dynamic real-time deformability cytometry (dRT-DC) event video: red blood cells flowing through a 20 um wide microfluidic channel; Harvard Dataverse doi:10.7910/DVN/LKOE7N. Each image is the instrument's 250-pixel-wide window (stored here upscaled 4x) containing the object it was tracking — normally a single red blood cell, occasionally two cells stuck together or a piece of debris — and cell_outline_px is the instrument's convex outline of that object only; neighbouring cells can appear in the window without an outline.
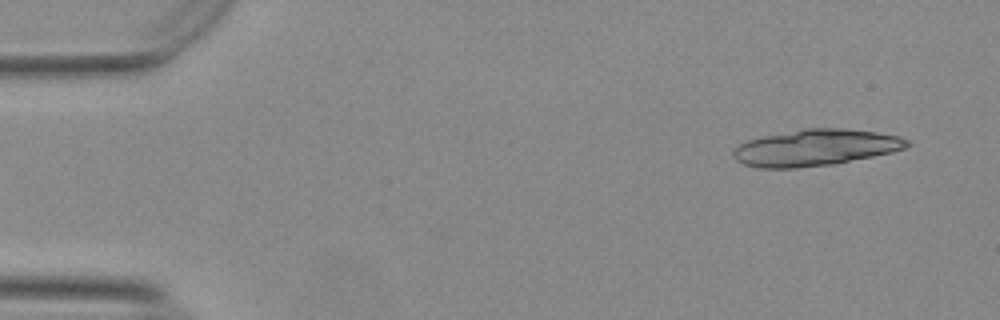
{"species": "Egyptian fruit bat (a non-hibernating species)", "species_latin": "Rousettus aegyptiacus", "temperature_condition": "warm", "stored_images_in_passage": 18, "camera_frame_rate_fps": 3000, "um_per_image_px": 0.085, "animal": {"sex": "female"}, "frame": {"image": 1, "passage_image": 1, "time_ms": 0.0, "image_size_px": [1000, 320], "cell_outline_px": [[912, 144], [904, 148], [892, 152], [832, 164], [796, 168], [760, 168], [744, 164], [736, 160], [732, 156], [732, 152], [740, 144], [748, 140], [764, 136], [804, 128], [840, 128], [876, 132], [900, 136], [912, 140]], "centroid_in_image_um": [69.34, 12.54], "position_along_channel_um": 15.7, "area_um2": 36.76}}